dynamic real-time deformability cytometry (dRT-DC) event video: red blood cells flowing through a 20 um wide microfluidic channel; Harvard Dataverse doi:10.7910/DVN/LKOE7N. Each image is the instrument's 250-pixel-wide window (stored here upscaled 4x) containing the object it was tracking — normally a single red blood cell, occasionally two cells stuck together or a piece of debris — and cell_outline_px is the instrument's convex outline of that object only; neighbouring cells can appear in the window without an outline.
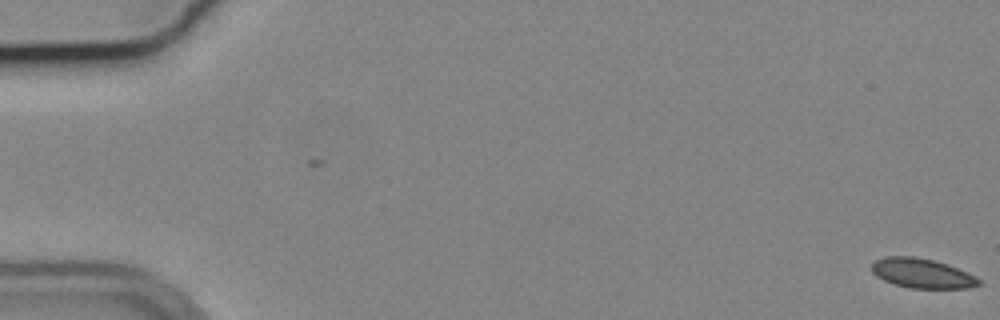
{"species": "common noctule bat (a hibernating species)", "species_latin": "Nyctalus noctula", "temperature_condition": "cold", "stored_images_in_passage": 57, "camera_frame_rate_fps": 3000, "um_per_image_px": 0.085, "animal": {"sex": "male", "body_mass_g": 19.2, "forearm_length_mm": 51.8}, "frame": {"image": 1, "passage_image": 1, "time_ms": 0.0, "image_size_px": [1000, 320], "cell_outline_px": [[980, 284], [968, 288], [908, 288], [884, 280], [876, 276], [872, 272], [872, 264], [876, 260], [888, 256], [912, 256], [932, 260], [948, 264], [976, 276], [980, 280]], "centroid_in_image_um": [78.38, 23.23], "position_along_channel_um": 6.6, "area_um2": 18.32}}
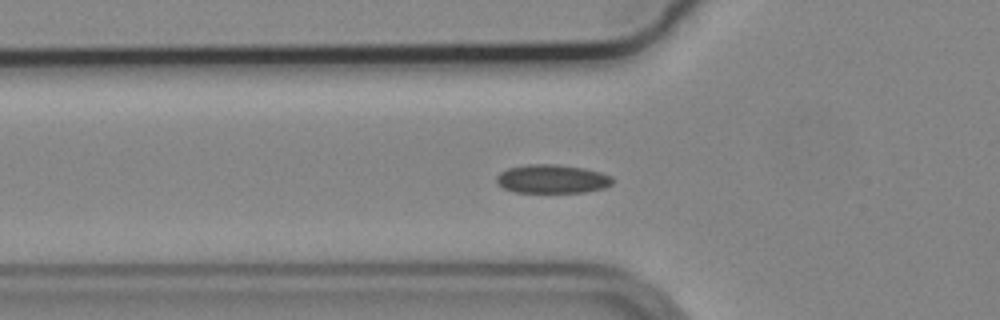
{"frame": {"image": 2, "passage_image": 20, "time_ms": 6.333, "image_size_px": [1000, 320], "cell_outline_px": [[612, 184], [604, 188], [584, 192], [516, 192], [504, 188], [496, 184], [496, 176], [500, 172], [508, 168], [528, 164], [556, 164], [584, 168], [600, 172], [612, 176]], "centroid_in_image_um": [46.91, 15.2], "position_along_channel_um": 78.9, "area_um2": 19.42}}
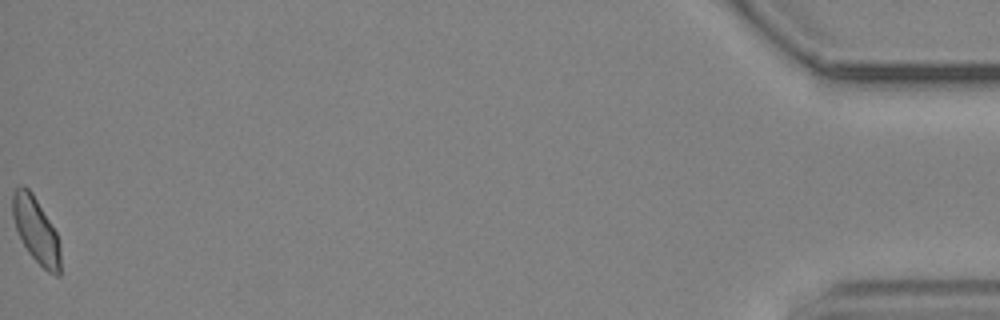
{"frame": {"image": 3, "passage_image": 57, "time_ms": 18.667, "image_size_px": [1000, 320], "cell_outline_px": [[60, 276], [56, 276], [48, 272], [28, 252], [16, 228], [12, 216], [12, 196], [16, 188], [20, 184], [24, 184], [32, 192], [56, 232], [60, 244]], "centroid_in_image_um": [3.06, 19.55], "position_along_channel_um": 432.1, "area_um2": 18.15}, "authors_computed_cell_mechanics": {"area_um2": 18.8428, "velocity_mm_per_s": 3.6868, "shape_relaxation_time_tau1_ms": 9.0469, "shape_relaxation_time_tau2_ms": 2.2567, "deformation_change_tau1": 0.1237, "deformation_change_tau2": 0.0559}}